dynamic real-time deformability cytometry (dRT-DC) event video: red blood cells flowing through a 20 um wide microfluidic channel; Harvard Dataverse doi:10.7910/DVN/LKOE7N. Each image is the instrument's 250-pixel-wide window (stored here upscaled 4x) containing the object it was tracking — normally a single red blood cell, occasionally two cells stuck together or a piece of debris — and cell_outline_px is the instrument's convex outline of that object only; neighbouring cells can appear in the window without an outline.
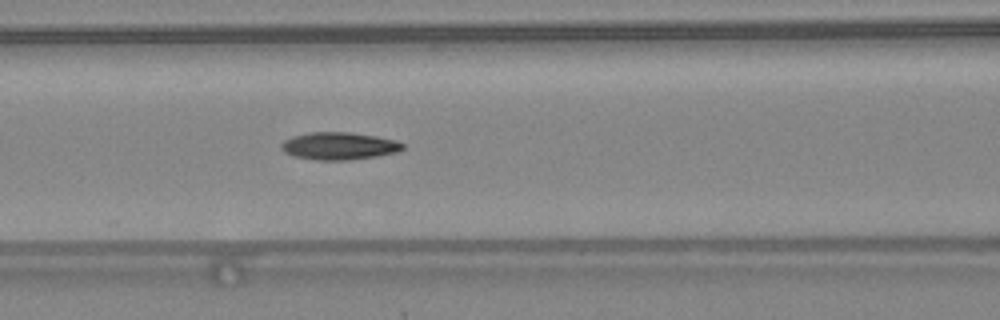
{"species": "common noctule bat (a hibernating species)", "species_latin": "Nyctalus noctula", "temperature_condition": "warm", "stored_images_in_passage": 48, "camera_frame_rate_fps": 3000, "um_per_image_px": 0.085, "animal": {"sex": "female", "body_mass_g": 24.6, "forearm_length_mm": 56.2}, "frame": {"image": 1, "passage_image": 21, "time_ms": 6.667, "image_size_px": [1000, 320], "cell_outline_px": [[404, 148], [400, 152], [376, 156], [348, 160], [316, 160], [292, 156], [284, 152], [280, 148], [280, 144], [284, 140], [292, 136], [308, 132], [352, 132], [376, 136], [396, 140], [404, 144]], "centroid_in_image_um": [28.81, 12.4], "position_along_channel_um": 137.8, "area_um2": 19.71}, "authors_computed_cell_mechanics": {"area_um2": 18.5827, "velocity_mm_per_s": 4.3875, "shape_relaxation_time_tau1_ms": 8.7311, "shape_relaxation_time_tau2_ms": 7.8344, "deformation_change_tau1": 0.2337, "deformation_change_tau2": 0.1821}}